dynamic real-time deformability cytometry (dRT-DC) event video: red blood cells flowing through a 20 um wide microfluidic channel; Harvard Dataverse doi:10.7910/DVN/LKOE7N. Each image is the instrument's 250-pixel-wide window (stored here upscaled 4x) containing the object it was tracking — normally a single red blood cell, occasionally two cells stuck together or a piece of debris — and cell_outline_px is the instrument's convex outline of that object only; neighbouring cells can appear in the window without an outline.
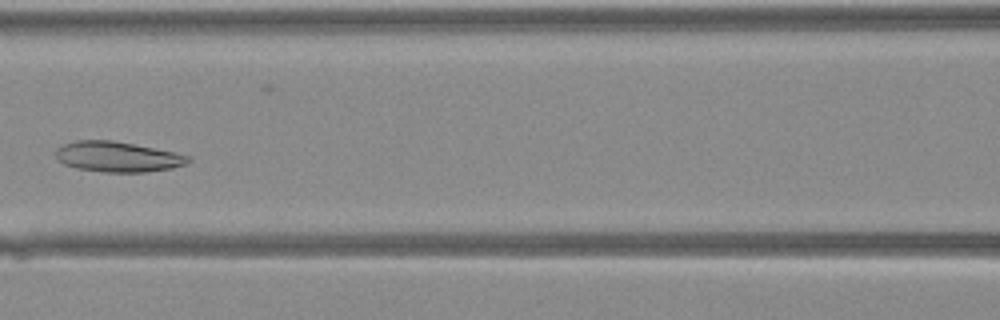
{"species": "Egyptian fruit bat (a non-hibernating species)", "species_latin": "Rousettus aegyptiacus", "temperature_condition": "warm", "stored_images_in_passage": 36, "camera_frame_rate_fps": 3000, "um_per_image_px": 0.085, "animal": {"sex": "female"}, "frame": {"image": 1, "passage_image": 14, "time_ms": 4.333, "image_size_px": [1000, 320], "cell_outline_px": [[192, 160], [184, 164], [172, 168], [144, 172], [104, 172], [76, 168], [64, 164], [56, 160], [56, 148], [64, 144], [76, 140], [112, 140], [192, 156]], "centroid_in_image_um": [9.96, 13.33], "position_along_channel_um": 156.6, "area_um2": 23.29}}
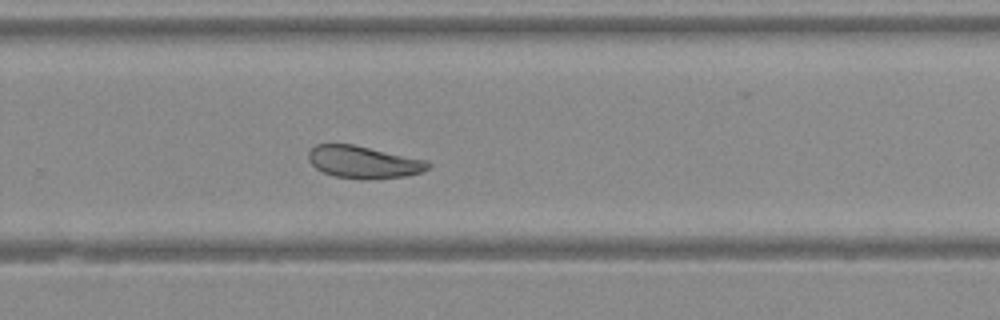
{"frame": {"image": 2, "passage_image": 23, "time_ms": 7.333, "image_size_px": [1000, 320], "cell_outline_px": [[432, 164], [424, 172], [404, 176], [364, 180], [360, 180], [332, 176], [316, 168], [308, 160], [308, 152], [316, 144], [352, 144], [428, 160]], "centroid_in_image_um": [30.91, 13.79], "position_along_channel_um": 298.9, "area_um2": 22.72}}
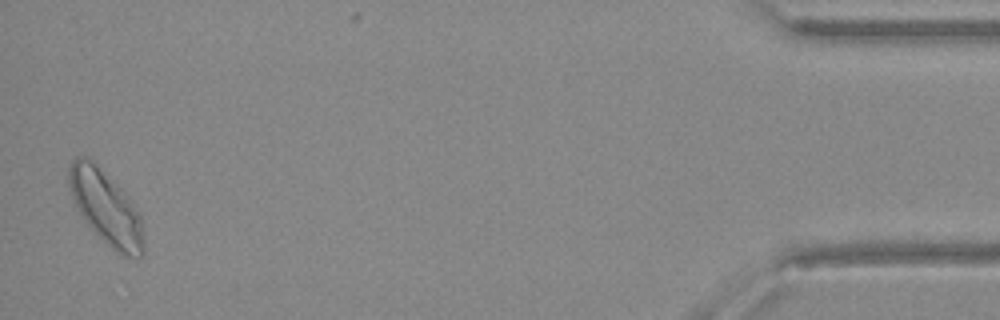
{"frame": {"image": 3, "passage_image": 36, "time_ms": 11.667, "image_size_px": [1000, 320], "cell_outline_px": [[144, 252], [140, 256], [120, 256], [88, 224], [80, 212], [68, 188], [68, 168], [72, 160], [76, 156], [92, 156], [132, 200], [140, 212], [144, 244]], "centroid_in_image_um": [9.01, 17.55], "position_along_channel_um": 426.2, "area_um2": 32.48}}